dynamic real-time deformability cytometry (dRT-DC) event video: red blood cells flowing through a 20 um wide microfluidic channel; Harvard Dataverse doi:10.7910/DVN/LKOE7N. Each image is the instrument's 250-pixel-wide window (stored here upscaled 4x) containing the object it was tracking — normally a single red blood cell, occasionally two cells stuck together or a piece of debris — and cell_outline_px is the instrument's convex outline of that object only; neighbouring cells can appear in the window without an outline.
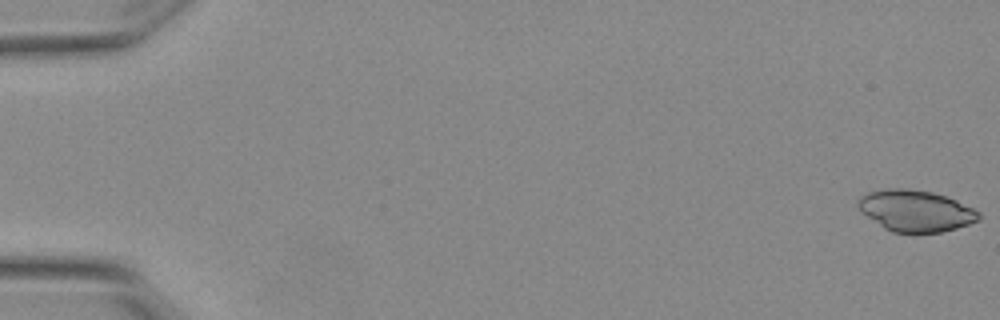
{"species": "Egyptian fruit bat (a non-hibernating species)", "species_latin": "Rousettus aegyptiacus", "temperature_condition": "warm", "stored_images_in_passage": 6, "camera_frame_rate_fps": 3000, "um_per_image_px": 0.085, "animal": {"sex": "female"}, "frame": {"image": 1, "passage_image": 1, "time_ms": 0.0, "image_size_px": [1000, 320], "cell_outline_px": [[980, 220], [956, 228], [940, 232], [912, 236], [892, 232], [884, 228], [860, 212], [856, 204], [868, 192], [888, 188], [908, 188], [932, 192], [956, 200], [980, 212]], "centroid_in_image_um": [77.82, 17.96], "position_along_channel_um": 7.2, "area_um2": 29.59}}
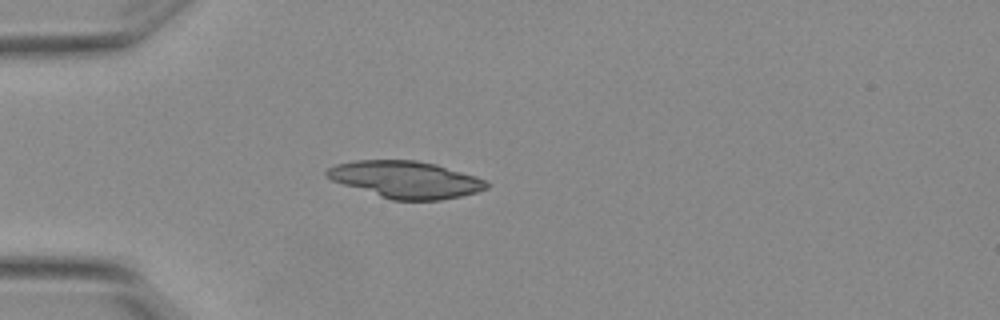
{"frame": {"image": 2, "passage_image": 5, "time_ms": 1.333, "image_size_px": [1000, 320], "cell_outline_px": [[492, 184], [488, 188], [476, 192], [460, 196], [440, 200], [392, 200], [332, 180], [324, 172], [328, 168], [336, 164], [356, 160], [416, 160], [436, 164], [476, 176], [488, 180]], "centroid_in_image_um": [34.55, 15.25], "position_along_channel_um": 50.5, "area_um2": 34.28}}